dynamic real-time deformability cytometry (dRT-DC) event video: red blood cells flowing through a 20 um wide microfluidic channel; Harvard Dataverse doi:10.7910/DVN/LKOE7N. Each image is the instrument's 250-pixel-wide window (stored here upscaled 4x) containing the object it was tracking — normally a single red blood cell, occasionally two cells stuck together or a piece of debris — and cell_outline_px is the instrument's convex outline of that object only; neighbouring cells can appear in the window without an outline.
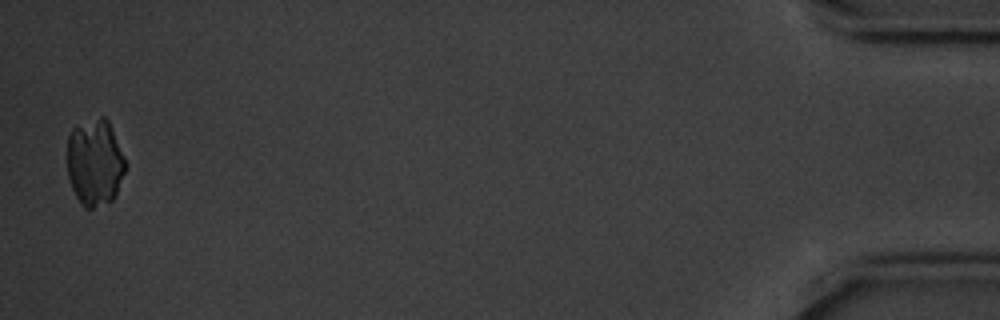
{"species": "common noctule bat (a hibernating species)", "species_latin": "Nyctalus noctula", "temperature_condition": "cold", "stored_images_in_passage": 43, "camera_frame_rate_fps": 3000, "um_per_image_px": 0.085, "animal": {"sex": "male", "body_mass_g": 20.1, "forearm_length_mm": 53.5}, "frame": {"image": 1, "passage_image": 42, "time_ms": 13.667, "image_size_px": [1000, 320], "cell_outline_px": [[128, 164], [116, 196], [112, 200], [92, 208], [84, 208], [80, 204], [72, 188], [68, 176], [68, 136], [72, 128], [100, 116], [104, 116], [108, 120]], "centroid_in_image_um": [8.09, 13.82], "position_along_channel_um": 427.1, "area_um2": 29.59}}